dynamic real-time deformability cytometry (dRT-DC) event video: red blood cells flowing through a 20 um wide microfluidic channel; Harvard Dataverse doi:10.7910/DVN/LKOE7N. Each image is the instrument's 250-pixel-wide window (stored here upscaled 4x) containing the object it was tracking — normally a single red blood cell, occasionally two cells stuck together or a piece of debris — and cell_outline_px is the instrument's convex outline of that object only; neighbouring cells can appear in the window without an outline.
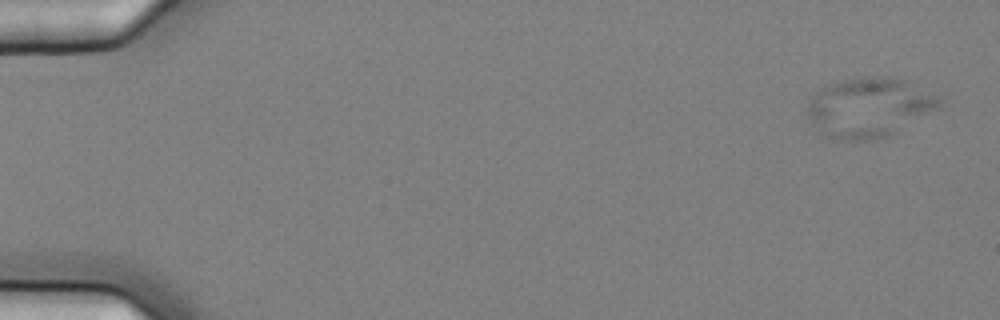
{"species": "common noctule bat (a hibernating species)", "species_latin": "Nyctalus noctula", "temperature_condition": "cold", "stored_images_in_passage": 5, "camera_frame_rate_fps": 3000, "um_per_image_px": 0.085, "animal": {"sex": "female", "body_mass_g": 25.1}, "frame": {"image": 1, "passage_image": 2, "time_ms": 0.333, "image_size_px": [1000, 320], "cell_outline_px": [[940, 108], [896, 132], [876, 140], [840, 140], [824, 136], [812, 124], [804, 112], [804, 108], [812, 96], [824, 84], [840, 80], [864, 76], [888, 76], [908, 80], [940, 96]], "centroid_in_image_um": [73.84, 9.11], "position_along_channel_um": 11.2, "area_um2": 46.76}}